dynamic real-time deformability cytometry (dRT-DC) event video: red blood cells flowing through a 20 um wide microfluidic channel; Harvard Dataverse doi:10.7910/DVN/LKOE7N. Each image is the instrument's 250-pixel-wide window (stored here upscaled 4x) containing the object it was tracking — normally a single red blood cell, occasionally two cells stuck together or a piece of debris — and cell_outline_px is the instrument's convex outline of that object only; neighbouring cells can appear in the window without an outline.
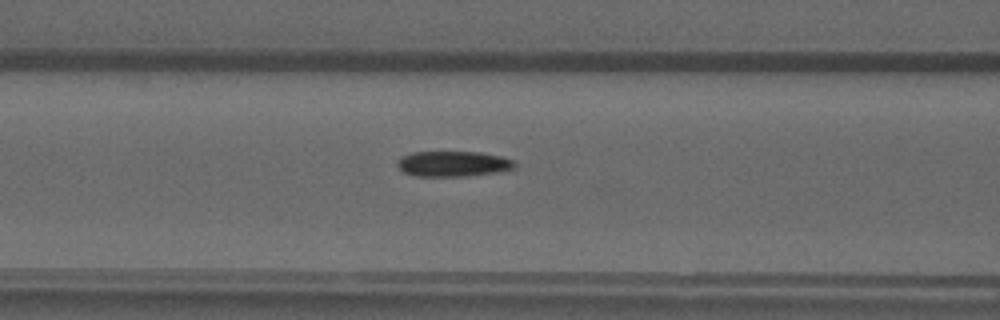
{"species": "common noctule bat (a hibernating species)", "species_latin": "Nyctalus noctula", "temperature_condition": "warm", "stored_images_in_passage": 50, "camera_frame_rate_fps": 3000, "um_per_image_px": 0.085, "animal": {"sex": "male", "forearm_length_mm": 52.5}, "frame": {"image": 1, "passage_image": 21, "time_ms": 6.667, "image_size_px": [1000, 320], "cell_outline_px": [[516, 168], [500, 172], [468, 176], [416, 176], [404, 172], [396, 164], [400, 156], [412, 152], [480, 152], [500, 156], [516, 160]], "centroid_in_image_um": [38.55, 13.92], "position_along_channel_um": 128.0, "area_um2": 17.63}}
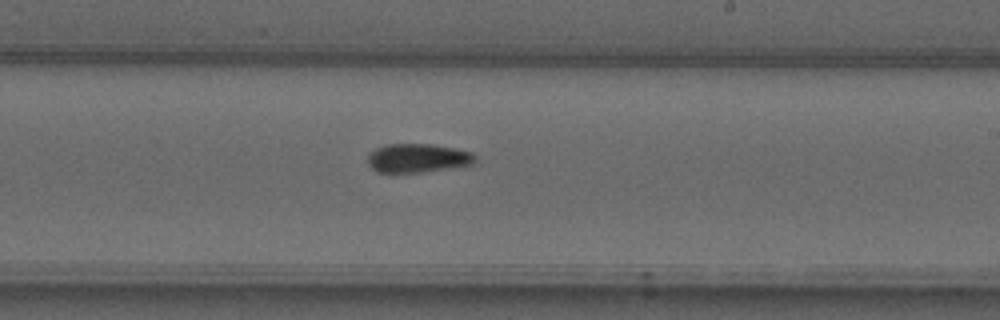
{"frame": {"image": 2, "passage_image": 30, "time_ms": 9.667, "image_size_px": [1000, 320], "cell_outline_px": [[476, 164], [424, 172], [376, 172], [368, 164], [368, 156], [376, 148], [388, 144], [428, 144], [452, 148], [472, 152], [476, 156]], "centroid_in_image_um": [35.53, 13.45], "position_along_channel_um": 253.5, "area_um2": 17.98}}
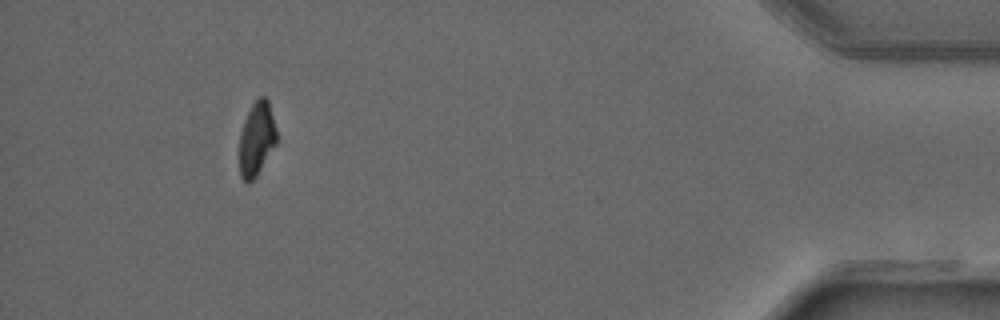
{"frame": {"image": 3, "passage_image": 46, "time_ms": 15.0, "image_size_px": [1000, 320], "cell_outline_px": [[276, 144], [256, 176], [248, 184], [240, 176], [240, 136], [244, 120], [252, 104], [260, 96], [264, 96], [268, 100], [276, 128]], "centroid_in_image_um": [21.81, 11.8], "position_along_channel_um": 413.4, "area_um2": 15.78}}